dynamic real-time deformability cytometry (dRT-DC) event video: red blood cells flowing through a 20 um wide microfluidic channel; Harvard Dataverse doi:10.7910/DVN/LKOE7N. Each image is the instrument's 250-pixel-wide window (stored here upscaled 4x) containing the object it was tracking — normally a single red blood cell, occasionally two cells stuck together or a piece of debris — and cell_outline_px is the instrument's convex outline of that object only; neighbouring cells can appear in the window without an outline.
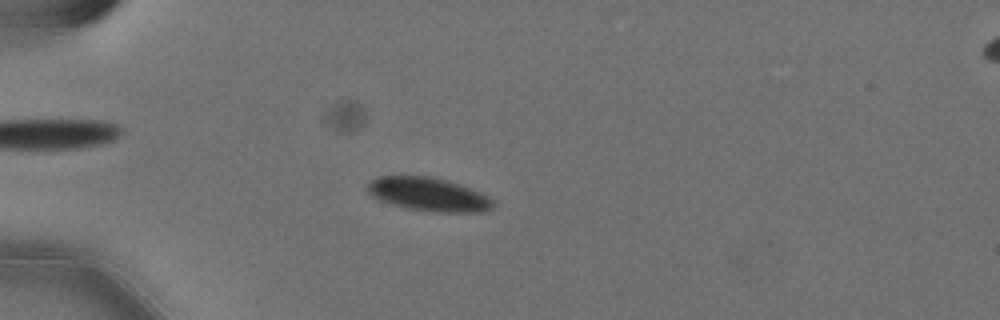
{"species": "Egyptian fruit bat (a non-hibernating species)", "species_latin": "Rousettus aegyptiacus", "temperature_condition": "cold", "stored_images_in_passage": 58, "camera_frame_rate_fps": 3000, "um_per_image_px": 0.085, "animal": {"sex": "female"}, "frame": {"image": 1, "passage_image": 17, "time_ms": 5.333, "image_size_px": [1000, 320], "cell_outline_px": [[496, 204], [492, 208], [480, 212], [436, 212], [408, 208], [392, 204], [380, 200], [372, 196], [368, 192], [368, 184], [376, 176], [432, 176], [448, 180], [460, 184], [480, 192], [488, 196]], "centroid_in_image_um": [36.44, 16.51], "position_along_channel_um": 48.6, "area_um2": 24.51}}
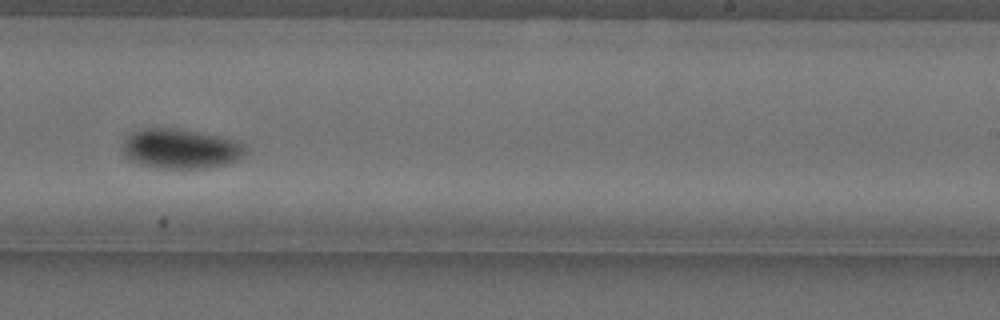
{"frame": {"image": 2, "passage_image": 38, "time_ms": 12.333, "image_size_px": [1000, 320], "cell_outline_px": [[248, 152], [236, 160], [228, 164], [208, 168], [156, 168], [132, 160], [124, 156], [120, 148], [120, 144], [132, 132], [140, 128], [176, 128], [224, 136], [236, 140], [244, 144]], "centroid_in_image_um": [15.36, 12.63], "position_along_channel_um": 273.6, "area_um2": 28.96}}
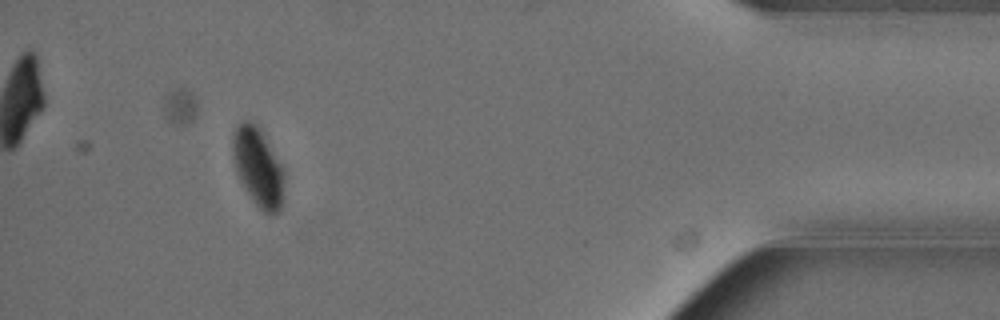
{"frame": {"image": 3, "passage_image": 54, "time_ms": 17.667, "image_size_px": [1000, 320], "cell_outline_px": [[284, 180], [280, 212], [272, 216], [264, 212], [252, 200], [244, 188], [236, 172], [232, 156], [232, 140], [236, 128], [244, 120], [248, 120], [256, 124], [260, 128], [284, 168]], "centroid_in_image_um": [21.94, 14.22], "position_along_channel_um": 413.3, "area_um2": 23.76}, "authors_computed_cell_mechanics": {"area_um2": 25.2586, "velocity_mm_per_s": 3.5647, "shape_relaxation_time_tau1_ms": 3.0034, "shape_relaxation_time_tau2_ms": null, "deformation_change_tau1": 0.0899, "deformation_change_tau2": null}}